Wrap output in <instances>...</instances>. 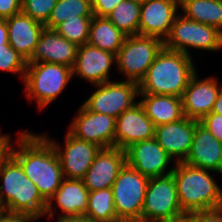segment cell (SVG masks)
Wrapping results in <instances>:
<instances>
[{
    "mask_svg": "<svg viewBox=\"0 0 222 222\" xmlns=\"http://www.w3.org/2000/svg\"><path fill=\"white\" fill-rule=\"evenodd\" d=\"M16 143L18 148L11 145L10 154L48 203L64 180L55 148L43 134L29 131L20 132Z\"/></svg>",
    "mask_w": 222,
    "mask_h": 222,
    "instance_id": "1",
    "label": "cell"
},
{
    "mask_svg": "<svg viewBox=\"0 0 222 222\" xmlns=\"http://www.w3.org/2000/svg\"><path fill=\"white\" fill-rule=\"evenodd\" d=\"M191 57L163 47L156 55L145 77L139 82V94H159L182 98L191 77L197 72Z\"/></svg>",
    "mask_w": 222,
    "mask_h": 222,
    "instance_id": "2",
    "label": "cell"
},
{
    "mask_svg": "<svg viewBox=\"0 0 222 222\" xmlns=\"http://www.w3.org/2000/svg\"><path fill=\"white\" fill-rule=\"evenodd\" d=\"M0 181L1 209L25 214L34 220L45 216L47 202L11 154L1 163Z\"/></svg>",
    "mask_w": 222,
    "mask_h": 222,
    "instance_id": "3",
    "label": "cell"
},
{
    "mask_svg": "<svg viewBox=\"0 0 222 222\" xmlns=\"http://www.w3.org/2000/svg\"><path fill=\"white\" fill-rule=\"evenodd\" d=\"M174 165L172 175L176 182L180 207L186 215L222 208V190L212 177V171L184 162Z\"/></svg>",
    "mask_w": 222,
    "mask_h": 222,
    "instance_id": "4",
    "label": "cell"
},
{
    "mask_svg": "<svg viewBox=\"0 0 222 222\" xmlns=\"http://www.w3.org/2000/svg\"><path fill=\"white\" fill-rule=\"evenodd\" d=\"M72 77V68L66 65L27 63L23 79L27 98L41 110L59 97Z\"/></svg>",
    "mask_w": 222,
    "mask_h": 222,
    "instance_id": "5",
    "label": "cell"
},
{
    "mask_svg": "<svg viewBox=\"0 0 222 222\" xmlns=\"http://www.w3.org/2000/svg\"><path fill=\"white\" fill-rule=\"evenodd\" d=\"M185 217L173 175L149 178L141 222H184Z\"/></svg>",
    "mask_w": 222,
    "mask_h": 222,
    "instance_id": "6",
    "label": "cell"
},
{
    "mask_svg": "<svg viewBox=\"0 0 222 222\" xmlns=\"http://www.w3.org/2000/svg\"><path fill=\"white\" fill-rule=\"evenodd\" d=\"M164 48L190 56L188 48L218 52L222 48V32L178 14L172 24Z\"/></svg>",
    "mask_w": 222,
    "mask_h": 222,
    "instance_id": "7",
    "label": "cell"
},
{
    "mask_svg": "<svg viewBox=\"0 0 222 222\" xmlns=\"http://www.w3.org/2000/svg\"><path fill=\"white\" fill-rule=\"evenodd\" d=\"M163 47V41L157 37L139 34L126 36L116 55L117 70L126 76L125 80L139 84Z\"/></svg>",
    "mask_w": 222,
    "mask_h": 222,
    "instance_id": "8",
    "label": "cell"
},
{
    "mask_svg": "<svg viewBox=\"0 0 222 222\" xmlns=\"http://www.w3.org/2000/svg\"><path fill=\"white\" fill-rule=\"evenodd\" d=\"M149 178L125 164L111 187L117 220L141 222Z\"/></svg>",
    "mask_w": 222,
    "mask_h": 222,
    "instance_id": "9",
    "label": "cell"
},
{
    "mask_svg": "<svg viewBox=\"0 0 222 222\" xmlns=\"http://www.w3.org/2000/svg\"><path fill=\"white\" fill-rule=\"evenodd\" d=\"M97 90L83 102L90 111L106 114L114 118L132 107L139 96L138 83L133 81H108L95 85Z\"/></svg>",
    "mask_w": 222,
    "mask_h": 222,
    "instance_id": "10",
    "label": "cell"
},
{
    "mask_svg": "<svg viewBox=\"0 0 222 222\" xmlns=\"http://www.w3.org/2000/svg\"><path fill=\"white\" fill-rule=\"evenodd\" d=\"M43 135L55 148L66 179H82L101 149L97 144L76 138L69 131L66 132L64 148L58 141Z\"/></svg>",
    "mask_w": 222,
    "mask_h": 222,
    "instance_id": "11",
    "label": "cell"
},
{
    "mask_svg": "<svg viewBox=\"0 0 222 222\" xmlns=\"http://www.w3.org/2000/svg\"><path fill=\"white\" fill-rule=\"evenodd\" d=\"M76 114L68 128L73 136L97 144L101 148L114 147L116 118L92 112L83 104Z\"/></svg>",
    "mask_w": 222,
    "mask_h": 222,
    "instance_id": "12",
    "label": "cell"
},
{
    "mask_svg": "<svg viewBox=\"0 0 222 222\" xmlns=\"http://www.w3.org/2000/svg\"><path fill=\"white\" fill-rule=\"evenodd\" d=\"M126 164L148 178L172 174L167 170L172 158L163 150L155 138L132 144L125 150Z\"/></svg>",
    "mask_w": 222,
    "mask_h": 222,
    "instance_id": "13",
    "label": "cell"
},
{
    "mask_svg": "<svg viewBox=\"0 0 222 222\" xmlns=\"http://www.w3.org/2000/svg\"><path fill=\"white\" fill-rule=\"evenodd\" d=\"M155 138V125L137 101L116 119L114 147L125 150L134 143Z\"/></svg>",
    "mask_w": 222,
    "mask_h": 222,
    "instance_id": "14",
    "label": "cell"
},
{
    "mask_svg": "<svg viewBox=\"0 0 222 222\" xmlns=\"http://www.w3.org/2000/svg\"><path fill=\"white\" fill-rule=\"evenodd\" d=\"M220 86L216 77L211 76L200 80L196 72L182 96L184 116L200 122L210 114L222 88Z\"/></svg>",
    "mask_w": 222,
    "mask_h": 222,
    "instance_id": "15",
    "label": "cell"
},
{
    "mask_svg": "<svg viewBox=\"0 0 222 222\" xmlns=\"http://www.w3.org/2000/svg\"><path fill=\"white\" fill-rule=\"evenodd\" d=\"M179 8V0H148L142 3L138 34L157 37L164 42Z\"/></svg>",
    "mask_w": 222,
    "mask_h": 222,
    "instance_id": "16",
    "label": "cell"
},
{
    "mask_svg": "<svg viewBox=\"0 0 222 222\" xmlns=\"http://www.w3.org/2000/svg\"><path fill=\"white\" fill-rule=\"evenodd\" d=\"M125 164L124 150L117 147L101 148L82 181L89 191L111 188Z\"/></svg>",
    "mask_w": 222,
    "mask_h": 222,
    "instance_id": "17",
    "label": "cell"
},
{
    "mask_svg": "<svg viewBox=\"0 0 222 222\" xmlns=\"http://www.w3.org/2000/svg\"><path fill=\"white\" fill-rule=\"evenodd\" d=\"M197 120L187 117L155 127V139L175 163L183 162L191 149ZM175 157V158H174Z\"/></svg>",
    "mask_w": 222,
    "mask_h": 222,
    "instance_id": "18",
    "label": "cell"
},
{
    "mask_svg": "<svg viewBox=\"0 0 222 222\" xmlns=\"http://www.w3.org/2000/svg\"><path fill=\"white\" fill-rule=\"evenodd\" d=\"M114 63H116L115 54L88 43L81 45L72 68L73 77L78 75L94 85L108 82L110 69Z\"/></svg>",
    "mask_w": 222,
    "mask_h": 222,
    "instance_id": "19",
    "label": "cell"
},
{
    "mask_svg": "<svg viewBox=\"0 0 222 222\" xmlns=\"http://www.w3.org/2000/svg\"><path fill=\"white\" fill-rule=\"evenodd\" d=\"M79 46L63 38L55 29L44 28L27 63H54L73 68Z\"/></svg>",
    "mask_w": 222,
    "mask_h": 222,
    "instance_id": "20",
    "label": "cell"
},
{
    "mask_svg": "<svg viewBox=\"0 0 222 222\" xmlns=\"http://www.w3.org/2000/svg\"><path fill=\"white\" fill-rule=\"evenodd\" d=\"M194 167L222 174V142L217 140L199 121L191 149L183 161Z\"/></svg>",
    "mask_w": 222,
    "mask_h": 222,
    "instance_id": "21",
    "label": "cell"
},
{
    "mask_svg": "<svg viewBox=\"0 0 222 222\" xmlns=\"http://www.w3.org/2000/svg\"><path fill=\"white\" fill-rule=\"evenodd\" d=\"M6 24L9 45L28 61L45 25L22 12L7 18Z\"/></svg>",
    "mask_w": 222,
    "mask_h": 222,
    "instance_id": "22",
    "label": "cell"
},
{
    "mask_svg": "<svg viewBox=\"0 0 222 222\" xmlns=\"http://www.w3.org/2000/svg\"><path fill=\"white\" fill-rule=\"evenodd\" d=\"M89 190L82 179H66L62 181L53 197L47 203L45 216L53 218V201L61 208L60 216H84L88 206Z\"/></svg>",
    "mask_w": 222,
    "mask_h": 222,
    "instance_id": "23",
    "label": "cell"
},
{
    "mask_svg": "<svg viewBox=\"0 0 222 222\" xmlns=\"http://www.w3.org/2000/svg\"><path fill=\"white\" fill-rule=\"evenodd\" d=\"M139 96L142 97L139 103L155 127L178 121L184 117L180 97L159 94H139Z\"/></svg>",
    "mask_w": 222,
    "mask_h": 222,
    "instance_id": "24",
    "label": "cell"
},
{
    "mask_svg": "<svg viewBox=\"0 0 222 222\" xmlns=\"http://www.w3.org/2000/svg\"><path fill=\"white\" fill-rule=\"evenodd\" d=\"M126 35L123 34L107 17L93 16L88 44L117 55Z\"/></svg>",
    "mask_w": 222,
    "mask_h": 222,
    "instance_id": "25",
    "label": "cell"
},
{
    "mask_svg": "<svg viewBox=\"0 0 222 222\" xmlns=\"http://www.w3.org/2000/svg\"><path fill=\"white\" fill-rule=\"evenodd\" d=\"M182 15L222 32V0H179Z\"/></svg>",
    "mask_w": 222,
    "mask_h": 222,
    "instance_id": "26",
    "label": "cell"
},
{
    "mask_svg": "<svg viewBox=\"0 0 222 222\" xmlns=\"http://www.w3.org/2000/svg\"><path fill=\"white\" fill-rule=\"evenodd\" d=\"M84 216L91 222L117 220L111 188L89 191L88 206Z\"/></svg>",
    "mask_w": 222,
    "mask_h": 222,
    "instance_id": "27",
    "label": "cell"
},
{
    "mask_svg": "<svg viewBox=\"0 0 222 222\" xmlns=\"http://www.w3.org/2000/svg\"><path fill=\"white\" fill-rule=\"evenodd\" d=\"M141 4L134 0H123L107 18L126 36L138 34Z\"/></svg>",
    "mask_w": 222,
    "mask_h": 222,
    "instance_id": "28",
    "label": "cell"
},
{
    "mask_svg": "<svg viewBox=\"0 0 222 222\" xmlns=\"http://www.w3.org/2000/svg\"><path fill=\"white\" fill-rule=\"evenodd\" d=\"M79 16H94L91 0H58L51 11L46 28L54 29L60 23Z\"/></svg>",
    "mask_w": 222,
    "mask_h": 222,
    "instance_id": "29",
    "label": "cell"
},
{
    "mask_svg": "<svg viewBox=\"0 0 222 222\" xmlns=\"http://www.w3.org/2000/svg\"><path fill=\"white\" fill-rule=\"evenodd\" d=\"M92 18L93 16H76L60 23L54 29L63 38L81 46L88 43Z\"/></svg>",
    "mask_w": 222,
    "mask_h": 222,
    "instance_id": "30",
    "label": "cell"
},
{
    "mask_svg": "<svg viewBox=\"0 0 222 222\" xmlns=\"http://www.w3.org/2000/svg\"><path fill=\"white\" fill-rule=\"evenodd\" d=\"M27 68L25 58L16 52L9 44L4 45V49H0V70L3 72H11L20 74V79H24Z\"/></svg>",
    "mask_w": 222,
    "mask_h": 222,
    "instance_id": "31",
    "label": "cell"
},
{
    "mask_svg": "<svg viewBox=\"0 0 222 222\" xmlns=\"http://www.w3.org/2000/svg\"><path fill=\"white\" fill-rule=\"evenodd\" d=\"M58 0H22L21 12L42 24L48 21Z\"/></svg>",
    "mask_w": 222,
    "mask_h": 222,
    "instance_id": "32",
    "label": "cell"
},
{
    "mask_svg": "<svg viewBox=\"0 0 222 222\" xmlns=\"http://www.w3.org/2000/svg\"><path fill=\"white\" fill-rule=\"evenodd\" d=\"M200 123L220 142H222V115L207 114Z\"/></svg>",
    "mask_w": 222,
    "mask_h": 222,
    "instance_id": "33",
    "label": "cell"
},
{
    "mask_svg": "<svg viewBox=\"0 0 222 222\" xmlns=\"http://www.w3.org/2000/svg\"><path fill=\"white\" fill-rule=\"evenodd\" d=\"M184 222H222V208L187 214Z\"/></svg>",
    "mask_w": 222,
    "mask_h": 222,
    "instance_id": "34",
    "label": "cell"
},
{
    "mask_svg": "<svg viewBox=\"0 0 222 222\" xmlns=\"http://www.w3.org/2000/svg\"><path fill=\"white\" fill-rule=\"evenodd\" d=\"M93 14L98 17H107L123 0H91Z\"/></svg>",
    "mask_w": 222,
    "mask_h": 222,
    "instance_id": "35",
    "label": "cell"
},
{
    "mask_svg": "<svg viewBox=\"0 0 222 222\" xmlns=\"http://www.w3.org/2000/svg\"><path fill=\"white\" fill-rule=\"evenodd\" d=\"M22 0H0V19H7L21 12Z\"/></svg>",
    "mask_w": 222,
    "mask_h": 222,
    "instance_id": "36",
    "label": "cell"
},
{
    "mask_svg": "<svg viewBox=\"0 0 222 222\" xmlns=\"http://www.w3.org/2000/svg\"><path fill=\"white\" fill-rule=\"evenodd\" d=\"M35 221L28 215L11 212L4 209L0 210V222H32Z\"/></svg>",
    "mask_w": 222,
    "mask_h": 222,
    "instance_id": "37",
    "label": "cell"
},
{
    "mask_svg": "<svg viewBox=\"0 0 222 222\" xmlns=\"http://www.w3.org/2000/svg\"><path fill=\"white\" fill-rule=\"evenodd\" d=\"M1 128V127H0ZM11 137L9 134H0V166L2 161L10 154Z\"/></svg>",
    "mask_w": 222,
    "mask_h": 222,
    "instance_id": "38",
    "label": "cell"
},
{
    "mask_svg": "<svg viewBox=\"0 0 222 222\" xmlns=\"http://www.w3.org/2000/svg\"><path fill=\"white\" fill-rule=\"evenodd\" d=\"M6 44H9L6 19H0V49H4V45Z\"/></svg>",
    "mask_w": 222,
    "mask_h": 222,
    "instance_id": "39",
    "label": "cell"
},
{
    "mask_svg": "<svg viewBox=\"0 0 222 222\" xmlns=\"http://www.w3.org/2000/svg\"><path fill=\"white\" fill-rule=\"evenodd\" d=\"M56 222H91L85 216H59Z\"/></svg>",
    "mask_w": 222,
    "mask_h": 222,
    "instance_id": "40",
    "label": "cell"
},
{
    "mask_svg": "<svg viewBox=\"0 0 222 222\" xmlns=\"http://www.w3.org/2000/svg\"><path fill=\"white\" fill-rule=\"evenodd\" d=\"M212 113H217V114L222 115V88H221V90L217 96V99L214 103Z\"/></svg>",
    "mask_w": 222,
    "mask_h": 222,
    "instance_id": "41",
    "label": "cell"
},
{
    "mask_svg": "<svg viewBox=\"0 0 222 222\" xmlns=\"http://www.w3.org/2000/svg\"><path fill=\"white\" fill-rule=\"evenodd\" d=\"M134 1H136V2H138V3H140V4H142V3H144V2H146V1H148V0H134Z\"/></svg>",
    "mask_w": 222,
    "mask_h": 222,
    "instance_id": "42",
    "label": "cell"
},
{
    "mask_svg": "<svg viewBox=\"0 0 222 222\" xmlns=\"http://www.w3.org/2000/svg\"><path fill=\"white\" fill-rule=\"evenodd\" d=\"M112 222H129V221H126V220H115V221H112Z\"/></svg>",
    "mask_w": 222,
    "mask_h": 222,
    "instance_id": "43",
    "label": "cell"
}]
</instances>
